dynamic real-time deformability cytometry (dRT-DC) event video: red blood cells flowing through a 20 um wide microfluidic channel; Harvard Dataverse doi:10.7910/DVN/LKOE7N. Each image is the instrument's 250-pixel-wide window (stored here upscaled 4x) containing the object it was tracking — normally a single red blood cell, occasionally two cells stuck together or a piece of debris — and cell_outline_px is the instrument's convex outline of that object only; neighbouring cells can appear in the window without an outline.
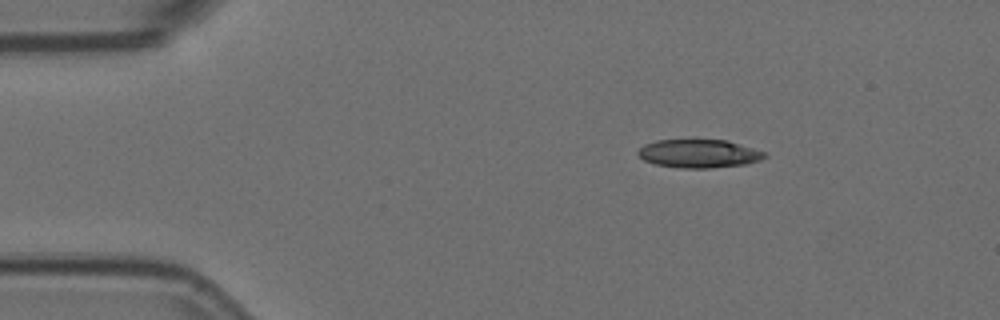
{"species": "Egyptian fruit bat (a non-hibernating species)", "species_latin": "Rousettus aegyptiacus", "temperature_condition": "room temperature", "stored_images_in_passage": 3, "camera_frame_rate_fps": 3000, "um_per_image_px": 0.085, "animal": {"sex": "female"}, "frame": {"image": 1, "passage_image": 1, "time_ms": 0.0, "image_size_px": [1000, 320], "cell_outline_px": [[768, 156], [760, 160], [744, 164], [712, 168], [680, 168], [656, 164], [644, 160], [636, 152], [644, 144], [656, 140], [728, 140], [764, 152]], "centroid_in_image_um": [59.39, 13.05], "position_along_channel_um": 25.6, "area_um2": 20.81}}